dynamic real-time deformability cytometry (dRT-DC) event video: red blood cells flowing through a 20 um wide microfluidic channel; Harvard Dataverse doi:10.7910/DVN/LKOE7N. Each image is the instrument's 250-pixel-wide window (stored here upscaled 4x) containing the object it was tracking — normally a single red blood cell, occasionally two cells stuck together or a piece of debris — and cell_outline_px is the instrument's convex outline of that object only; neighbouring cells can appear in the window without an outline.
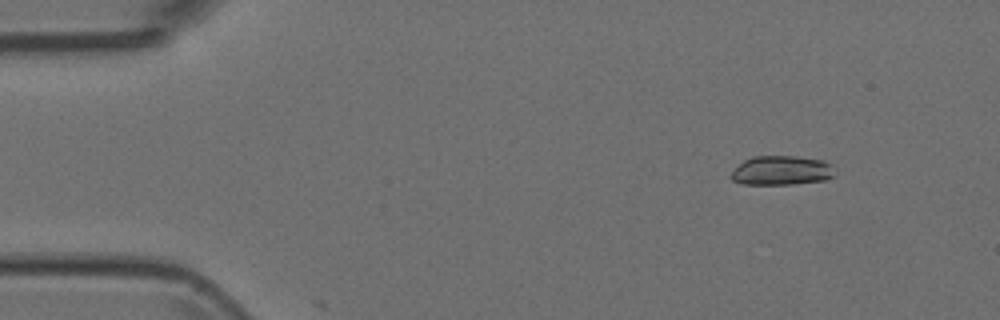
{"species": "Egyptian fruit bat (a non-hibernating species)", "species_latin": "Rousettus aegyptiacus", "temperature_condition": "room temperature", "stored_images_in_passage": 10, "camera_frame_rate_fps": 3000, "um_per_image_px": 0.085, "animal": {"sex": "female"}, "frame": {"image": 1, "passage_image": 2, "time_ms": 0.333, "image_size_px": [1000, 320], "cell_outline_px": [[836, 172], [832, 176], [824, 180], [792, 184], [744, 184], [732, 180], [732, 172], [744, 160], [752, 156], [796, 156], [824, 160], [832, 164]], "centroid_in_image_um": [66.47, 14.48], "position_along_channel_um": 18.5, "area_um2": 17.69}}
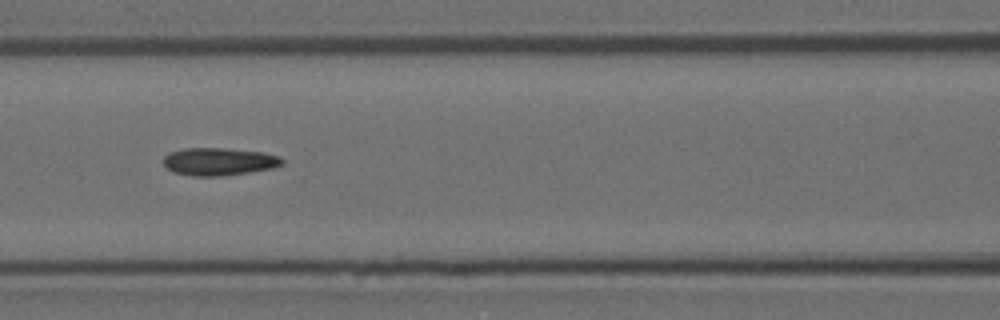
{"frame": {"image": 2, "passage_image": 7, "time_ms": 2.0, "image_size_px": [1000, 320], "cell_outline_px": [[284, 164], [272, 168], [248, 172], [220, 176], [192, 176], [172, 172], [164, 164], [164, 156], [168, 152], [184, 148], [224, 148], [264, 152], [280, 156], [284, 160]], "centroid_in_image_um": [18.61, 13.73], "position_along_channel_um": 148.0, "area_um2": 19.25}}
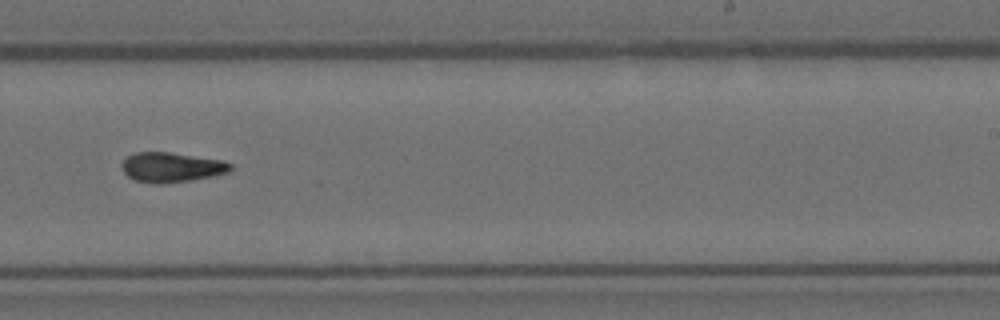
{"frame": {"image": 3, "passage_image": 10, "time_ms": 3.0, "image_size_px": [1000, 320], "cell_outline_px": [[232, 168], [228, 172], [212, 176], [188, 180], [156, 184], [136, 180], [128, 176], [124, 172], [120, 164], [132, 152], [168, 152], [224, 160], [232, 164]], "centroid_in_image_um": [14.57, 14.2], "position_along_channel_um": 274.4, "area_um2": 18.73}}